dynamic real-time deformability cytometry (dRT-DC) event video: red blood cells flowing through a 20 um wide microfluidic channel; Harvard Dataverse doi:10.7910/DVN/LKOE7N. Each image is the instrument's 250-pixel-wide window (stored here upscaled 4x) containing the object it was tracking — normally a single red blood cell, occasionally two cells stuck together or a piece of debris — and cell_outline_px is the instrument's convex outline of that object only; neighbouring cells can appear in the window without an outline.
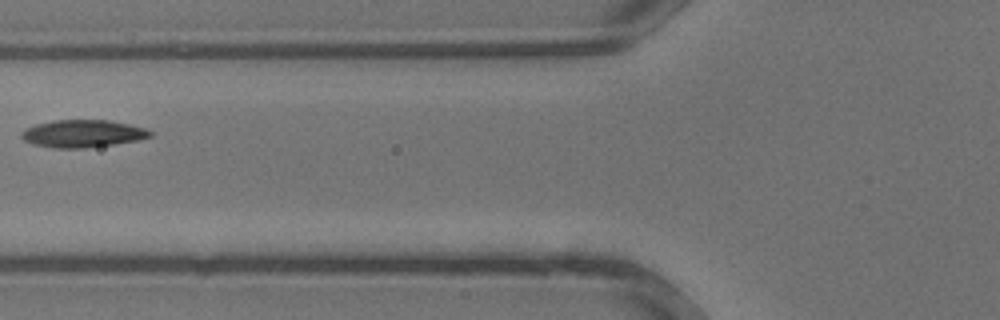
{"species": "common noctule bat (a hibernating species)", "species_latin": "Nyctalus noctula", "temperature_condition": "warm", "stored_images_in_passage": 31, "segment_of_instrument_passage": [2, 2], "camera_frame_rate_fps": 3000, "um_per_image_px": 0.085, "animal": {"sex": "male", "body_mass_g": 13.3}, "frame": {"image": 1, "passage_image": 11, "time_ms": 3.333, "image_size_px": [1000, 320], "cell_outline_px": [[152, 136], [140, 140], [84, 148], [52, 148], [32, 144], [24, 140], [20, 136], [20, 132], [24, 128], [36, 124], [52, 120], [108, 120], [128, 124], [144, 128], [152, 132]], "centroid_in_image_um": [6.98, 11.35], "position_along_channel_um": 118.8, "area_um2": 20.69}}